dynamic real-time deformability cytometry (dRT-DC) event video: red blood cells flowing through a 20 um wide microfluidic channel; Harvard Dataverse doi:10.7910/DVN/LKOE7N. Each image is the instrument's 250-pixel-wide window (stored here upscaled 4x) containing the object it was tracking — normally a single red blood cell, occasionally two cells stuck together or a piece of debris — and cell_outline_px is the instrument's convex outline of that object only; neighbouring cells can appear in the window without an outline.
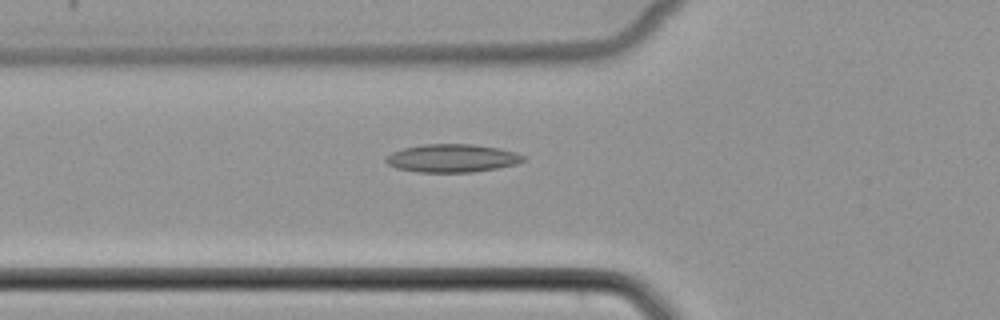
{"species": "common noctule bat (a hibernating species)", "species_latin": "Nyctalus noctula", "temperature_condition": "cold", "stored_images_in_passage": 49, "camera_frame_rate_fps": 3000, "um_per_image_px": 0.085, "animal": {"sex": "female", "body_mass_g": 22.7, "forearm_length_mm": 54.2}, "frame": {"image": 1, "passage_image": 16, "time_ms": 5.0, "image_size_px": [1000, 320], "cell_outline_px": [[528, 156], [524, 160], [516, 164], [496, 168], [472, 172], [416, 172], [396, 168], [388, 164], [384, 160], [384, 156], [392, 152], [404, 148], [424, 144], [472, 144], [500, 148], [516, 152]], "centroid_in_image_um": [38.43, 13.44], "position_along_channel_um": 87.4, "area_um2": 22.66}}
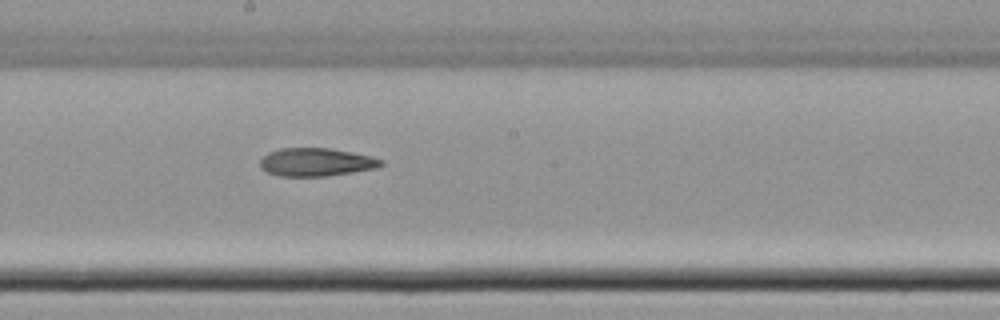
{"frame": {"image": 2, "passage_image": 26, "time_ms": 8.333, "image_size_px": [1000, 320], "cell_outline_px": [[384, 164], [376, 168], [328, 176], [280, 176], [268, 172], [260, 168], [260, 160], [268, 152], [280, 148], [328, 148], [352, 152], [372, 156], [384, 160]], "centroid_in_image_um": [26.88, 13.78], "position_along_channel_um": 221.3, "area_um2": 19.88}}
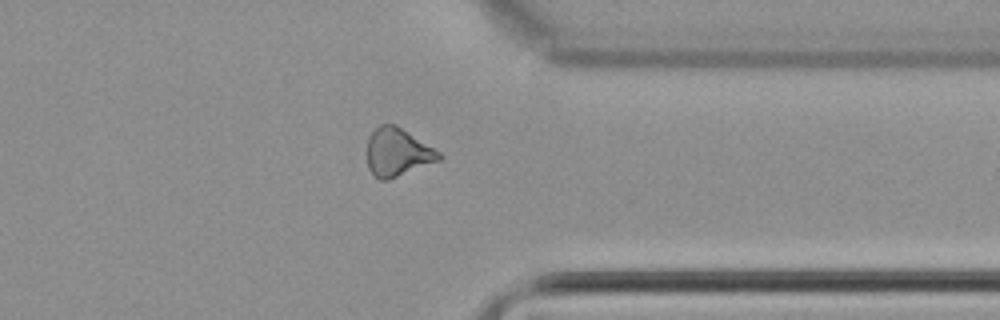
{"frame": {"image": 3, "passage_image": 38, "time_ms": 12.333, "image_size_px": [1000, 320], "cell_outline_px": [[444, 156], [440, 160], [388, 180], [380, 180], [372, 176], [368, 168], [368, 136], [380, 124], [396, 124], [440, 152]], "centroid_in_image_um": [33.78, 12.95], "position_along_channel_um": 377.6, "area_um2": 20.17}}